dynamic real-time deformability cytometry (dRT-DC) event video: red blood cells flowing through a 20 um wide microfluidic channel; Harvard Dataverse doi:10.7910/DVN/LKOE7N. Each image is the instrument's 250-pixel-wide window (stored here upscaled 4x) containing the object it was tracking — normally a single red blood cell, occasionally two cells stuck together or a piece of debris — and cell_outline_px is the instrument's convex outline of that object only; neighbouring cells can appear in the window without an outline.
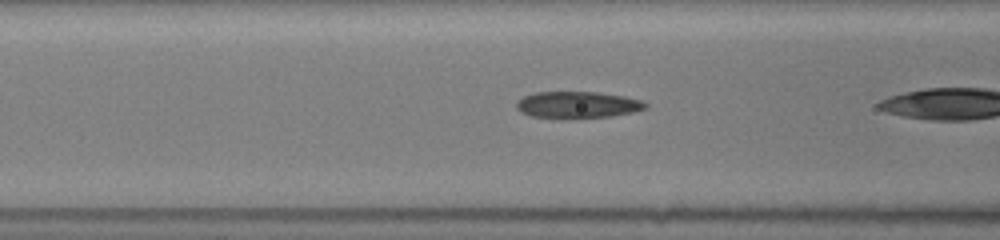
{"species": "common noctule bat (a hibernating species)", "species_latin": "Nyctalus noctula", "temperature_condition": "room temperature", "stored_images_in_passage": 32, "camera_frame_rate_fps": 3000, "um_per_image_px": 0.085, "animal": {"sex": "female", "body_mass_g": 19.5, "forearm_length_mm": 54.1}, "frame": {"image": 1, "passage_image": 19, "time_ms": 6.0, "image_size_px": [1000, 240], "cell_outline_px": [[648, 108], [632, 112], [612, 116], [532, 116], [520, 112], [516, 108], [516, 104], [524, 96], [536, 92], [596, 92], [624, 96], [640, 100], [648, 104]], "centroid_in_image_um": [49.12, 8.87], "position_along_channel_um": 117.5, "area_um2": 19.25}}
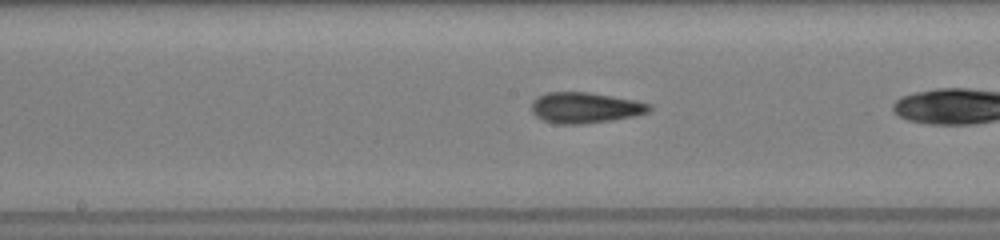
{"frame": {"image": 2, "passage_image": 25, "time_ms": 8.0, "image_size_px": [1000, 240], "cell_outline_px": [[652, 108], [648, 112], [632, 116], [608, 120], [580, 124], [556, 124], [544, 120], [536, 116], [532, 112], [532, 100], [548, 92], [588, 92], [636, 100], [648, 104]], "centroid_in_image_um": [49.7, 9.15], "position_along_channel_um": 198.5, "area_um2": 20.81}}
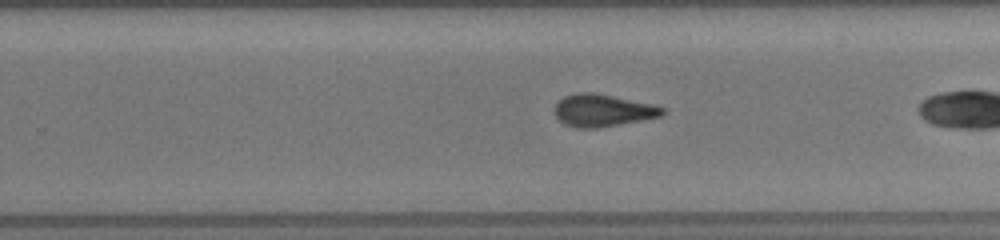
{"frame": {"image": 3, "passage_image": 31, "time_ms": 10.0, "image_size_px": [1000, 240], "cell_outline_px": [[664, 112], [660, 116], [596, 128], [580, 128], [564, 124], [556, 116], [556, 104], [564, 96], [576, 92], [596, 92], [652, 104], [664, 108]], "centroid_in_image_um": [51.2, 9.36], "position_along_channel_um": 278.6, "area_um2": 19.94}}